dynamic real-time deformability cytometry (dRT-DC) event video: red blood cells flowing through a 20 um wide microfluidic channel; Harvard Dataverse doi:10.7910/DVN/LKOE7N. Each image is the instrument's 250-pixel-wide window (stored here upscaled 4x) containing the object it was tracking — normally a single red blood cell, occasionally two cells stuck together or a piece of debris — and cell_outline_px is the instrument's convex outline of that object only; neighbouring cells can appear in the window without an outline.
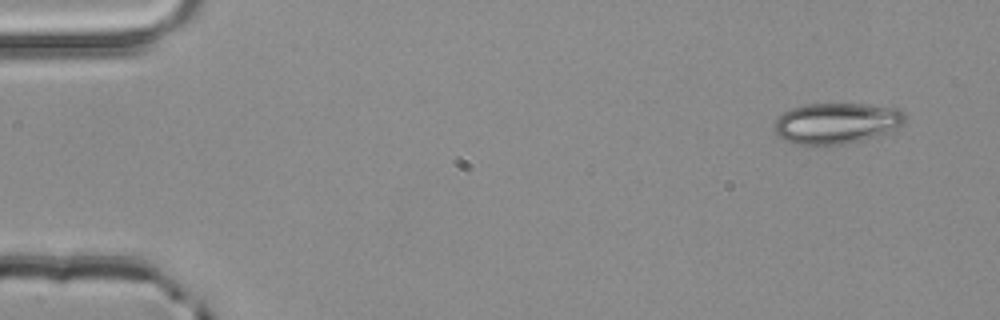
{"species": "common noctule bat (a hibernating species)", "species_latin": "Nyctalus noctula", "temperature_condition": "room temperature", "stored_images_in_passage": 3, "camera_frame_rate_fps": 3000, "um_per_image_px": 0.085, "animal": {"sex": "male", "body_mass_g": 20.4}, "frame": {"image": 1, "passage_image": 1, "time_ms": 0.0, "image_size_px": [1000, 320], "cell_outline_px": [[904, 124], [880, 136], [844, 144], [796, 144], [784, 140], [776, 136], [772, 128], [776, 120], [784, 112], [792, 108], [804, 104], [868, 104], [900, 108], [904, 112]], "centroid_in_image_um": [71.1, 10.47], "position_along_channel_um": 13.9, "area_um2": 31.39}}